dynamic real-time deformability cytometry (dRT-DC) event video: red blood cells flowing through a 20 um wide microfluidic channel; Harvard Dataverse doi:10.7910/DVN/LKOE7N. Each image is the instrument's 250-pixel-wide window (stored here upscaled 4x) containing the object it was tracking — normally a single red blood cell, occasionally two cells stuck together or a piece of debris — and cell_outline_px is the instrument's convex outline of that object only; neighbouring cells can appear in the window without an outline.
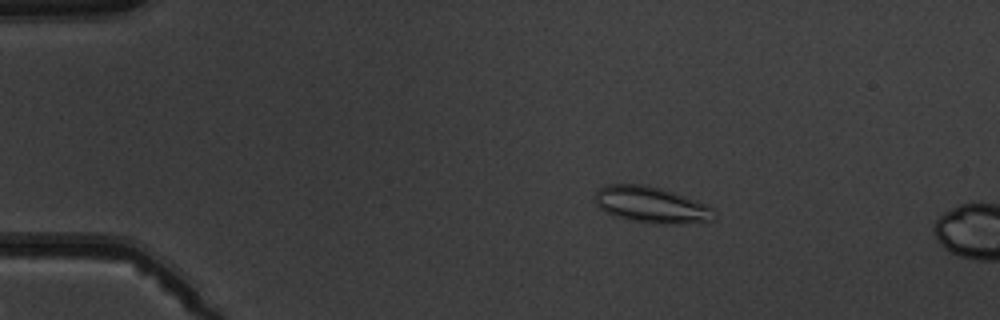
{"species": "common noctule bat (a hibernating species)", "species_latin": "Nyctalus noctula", "temperature_condition": "warm", "stored_images_in_passage": 4, "camera_frame_rate_fps": 3000, "um_per_image_px": 0.085, "animal": {"sex": "male", "body_mass_g": 19.5, "forearm_length_mm": 54.6}, "frame": {"image": 1, "passage_image": 3, "time_ms": 2.333, "image_size_px": [1000, 320], "cell_outline_px": [[716, 212], [712, 220], [660, 224], [628, 220], [604, 212], [596, 204], [596, 192], [604, 184], [644, 184], [660, 188], [696, 200], [716, 208]], "centroid_in_image_um": [55.34, 17.39], "position_along_channel_um": 29.7, "area_um2": 24.97}}